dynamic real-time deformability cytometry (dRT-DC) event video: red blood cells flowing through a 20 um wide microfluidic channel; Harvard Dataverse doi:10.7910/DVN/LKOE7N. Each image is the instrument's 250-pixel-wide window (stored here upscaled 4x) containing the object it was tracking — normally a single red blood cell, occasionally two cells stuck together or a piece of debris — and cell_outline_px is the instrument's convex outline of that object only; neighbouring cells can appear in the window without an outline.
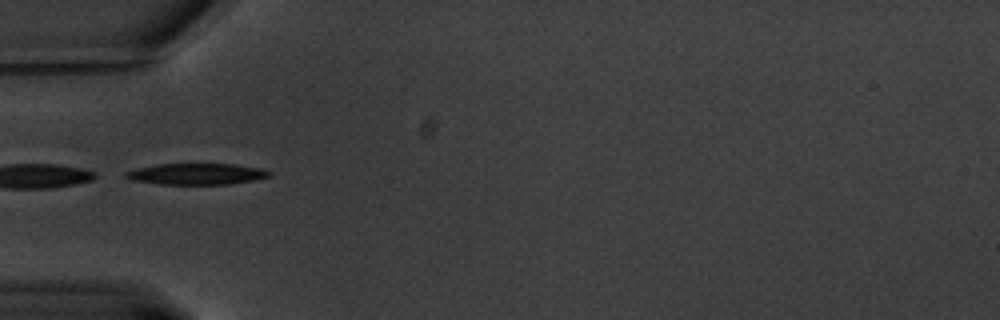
{"species": "common noctule bat (a hibernating species)", "species_latin": "Nyctalus noctula", "temperature_condition": "warm", "stored_images_in_passage": 9, "camera_frame_rate_fps": 3000, "um_per_image_px": 0.085, "animal": {"sex": "male", "body_mass_g": 20.1, "forearm_length_mm": 53.5}, "frame": {"image": 1, "passage_image": 1, "time_ms": 0.0, "image_size_px": [1000, 320], "cell_outline_px": [[272, 176], [252, 180], [228, 184], [160, 184], [128, 180], [124, 176], [124, 172], [136, 168], [156, 164], [236, 164], [264, 168], [272, 172]], "centroid_in_image_um": [16.7, 14.78], "position_along_channel_um": 68.3, "area_um2": 17.98}}